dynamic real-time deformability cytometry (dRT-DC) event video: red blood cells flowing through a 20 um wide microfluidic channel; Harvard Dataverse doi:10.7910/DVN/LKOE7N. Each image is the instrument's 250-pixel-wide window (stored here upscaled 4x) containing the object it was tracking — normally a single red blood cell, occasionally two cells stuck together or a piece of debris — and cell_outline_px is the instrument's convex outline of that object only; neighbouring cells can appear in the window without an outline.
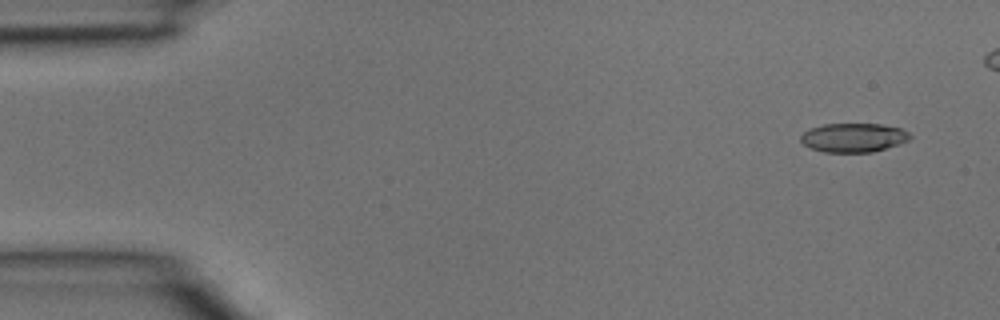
{"species": "common noctule bat (a hibernating species)", "species_latin": "Nyctalus noctula", "temperature_condition": "room temperature", "stored_images_in_passage": 4, "camera_frame_rate_fps": 3000, "um_per_image_px": 0.085, "animal": {"sex": "male", "body_mass_g": 15.6}, "frame": {"image": 1, "passage_image": 4, "time_ms": 1.0, "image_size_px": [1000, 320], "cell_outline_px": [[912, 136], [908, 140], [872, 152], [824, 152], [812, 148], [804, 144], [800, 140], [800, 136], [804, 132], [812, 128], [824, 124], [880, 124], [900, 128], [908, 132]], "centroid_in_image_um": [72.53, 11.69], "position_along_channel_um": 12.5, "area_um2": 18.15}}